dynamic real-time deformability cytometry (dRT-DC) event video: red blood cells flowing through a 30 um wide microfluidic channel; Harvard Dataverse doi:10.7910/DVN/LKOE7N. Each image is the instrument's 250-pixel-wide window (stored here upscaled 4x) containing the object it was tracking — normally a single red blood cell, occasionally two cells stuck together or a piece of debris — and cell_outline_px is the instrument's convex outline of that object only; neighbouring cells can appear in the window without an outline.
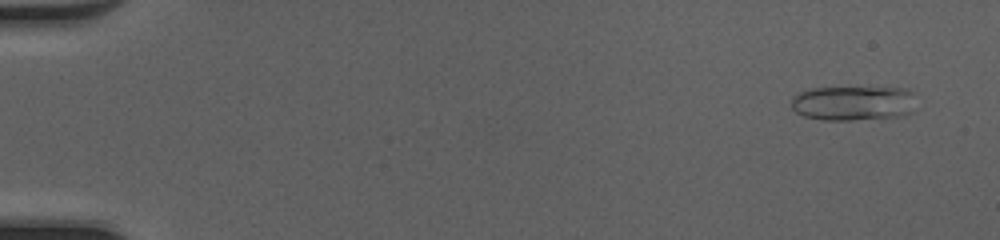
{"species": "common noctule bat (a hibernating species)", "species_latin": "Nyctalus noctula", "temperature_condition": "cold", "stored_images_in_passage": 49, "camera_frame_rate_fps": 3000, "um_per_image_px": 0.085, "animal": {"sex": "female", "body_mass_g": 20.0, "forearm_length_mm": 54.0}, "frame": {"image": 1, "passage_image": 3, "time_ms": 0.667, "image_size_px": [1000, 240], "cell_outline_px": [[912, 112], [904, 116], [852, 120], [824, 120], [804, 116], [796, 112], [792, 108], [792, 96], [800, 92], [812, 88], [908, 88], [912, 92]], "centroid_in_image_um": [72.51, 8.77], "position_along_channel_um": 12.5, "area_um2": 25.14}}
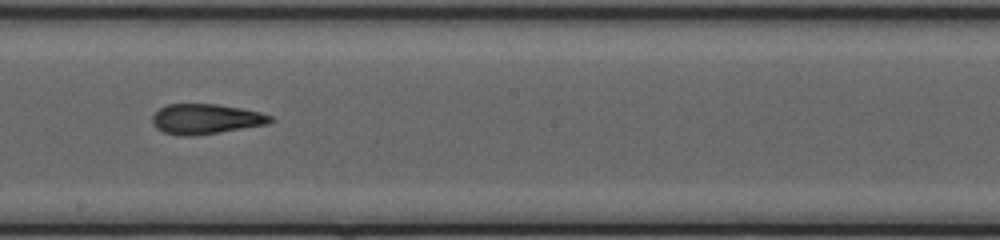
{"frame": {"image": 2, "passage_image": 29, "time_ms": 9.333, "image_size_px": [1000, 240], "cell_outline_px": [[276, 120], [268, 124], [216, 132], [188, 136], [180, 136], [164, 132], [156, 128], [152, 124], [152, 116], [160, 108], [168, 104], [216, 104], [240, 108], [260, 112], [272, 116]], "centroid_in_image_um": [17.49, 10.11], "position_along_channel_um": 230.7, "area_um2": 20.52}}
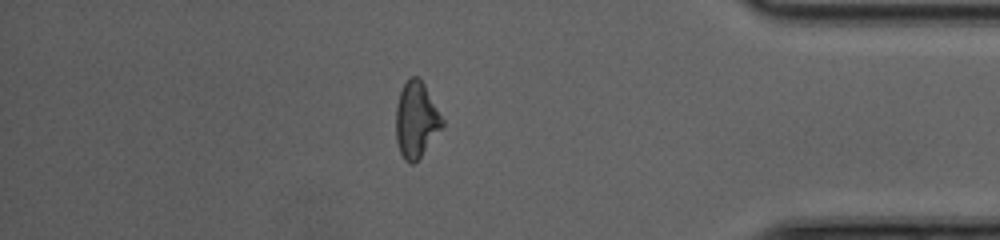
{"frame": {"image": 3, "passage_image": 43, "time_ms": 14.0, "image_size_px": [1000, 240], "cell_outline_px": [[444, 124], [420, 156], [412, 164], [408, 164], [404, 160], [400, 152], [396, 140], [396, 104], [400, 92], [404, 84], [412, 76], [416, 76], [424, 84], [444, 120]], "centroid_in_image_um": [35.35, 10.19], "position_along_channel_um": 399.8, "area_um2": 20.11}, "authors_computed_cell_mechanics": {"area_um2": 20.808, "velocity_mm_per_s": 4.2313, "shape_relaxation_time_tau1_ms": 6.7012, "shape_relaxation_time_tau2_ms": 2.0215, "deformation_change_tau1": 0.2258, "deformation_change_tau2": 0.1168}}